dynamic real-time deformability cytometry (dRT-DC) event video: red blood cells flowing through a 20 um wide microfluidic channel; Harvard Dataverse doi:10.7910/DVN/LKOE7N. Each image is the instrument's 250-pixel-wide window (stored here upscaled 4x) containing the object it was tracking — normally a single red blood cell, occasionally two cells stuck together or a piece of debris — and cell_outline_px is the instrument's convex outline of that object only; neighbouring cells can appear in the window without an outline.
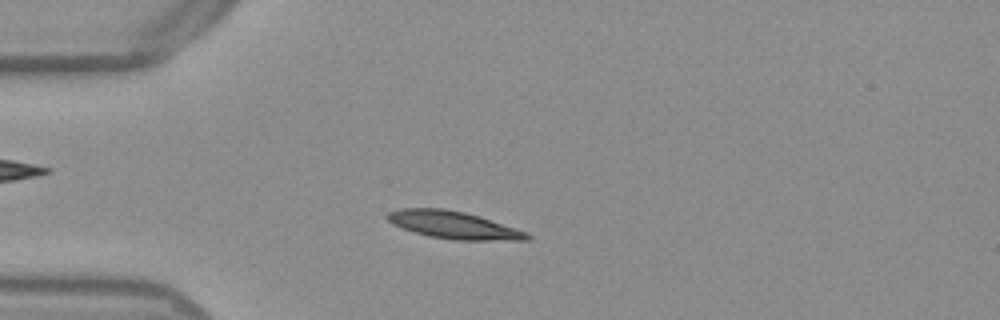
{"species": "Egyptian fruit bat (a non-hibernating species)", "species_latin": "Rousettus aegyptiacus", "temperature_condition": "warm", "stored_images_in_passage": 50, "camera_frame_rate_fps": 3000, "um_per_image_px": 0.085, "frame": {"image": 1, "passage_image": 11, "time_ms": 3.333, "image_size_px": [1000, 320], "cell_outline_px": [[532, 236], [528, 240], [452, 240], [428, 236], [412, 232], [392, 224], [384, 216], [388, 212], [400, 208], [444, 208], [464, 212], [480, 216], [528, 232]], "centroid_in_image_um": [38.53, 19.12], "position_along_channel_um": 46.5, "area_um2": 22.6}}
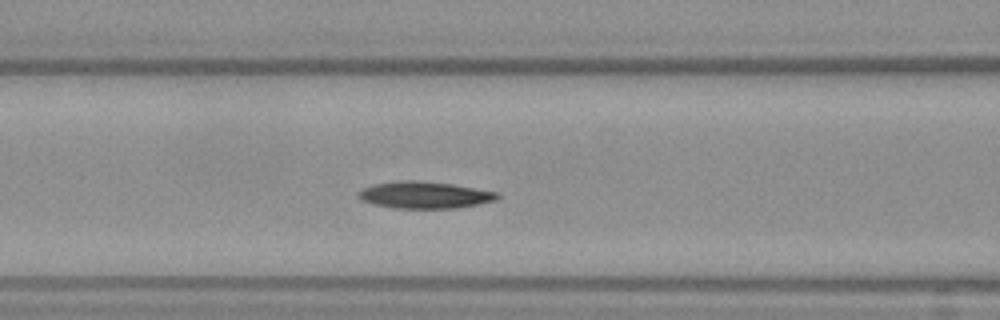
{"frame": {"image": 2, "passage_image": 19, "time_ms": 6.0, "image_size_px": [1000, 320], "cell_outline_px": [[500, 196], [496, 200], [456, 208], [396, 208], [376, 204], [360, 200], [356, 196], [356, 192], [372, 184], [400, 180], [416, 180], [452, 184], [500, 192]], "centroid_in_image_um": [36.07, 16.56], "position_along_channel_um": 130.5, "area_um2": 21.79}}
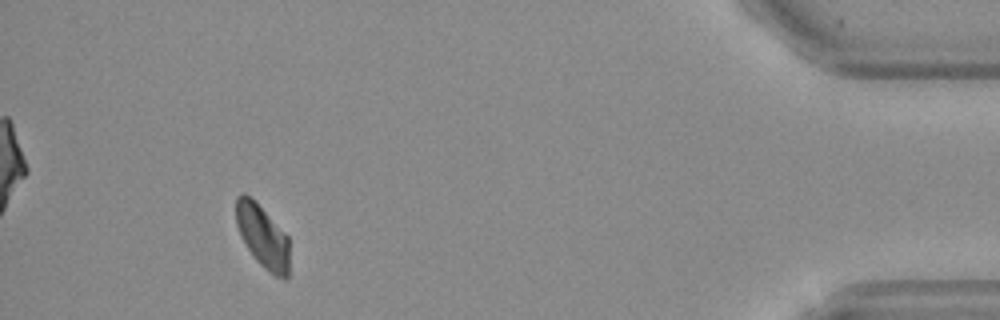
{"frame": {"image": 3, "passage_image": 46, "time_ms": 15.0, "image_size_px": [1000, 320], "cell_outline_px": [[288, 276], [284, 280], [276, 276], [264, 268], [256, 260], [240, 236], [236, 224], [236, 196], [240, 192], [244, 192], [288, 236]], "centroid_in_image_um": [22.3, 20.11], "position_along_channel_um": 412.9, "area_um2": 19.07}, "authors_computed_cell_mechanics": {"area_um2": 21.1837, "velocity_mm_per_s": 3.8316, "shape_relaxation_time_tau1_ms": 3.3421, "shape_relaxation_time_tau2_ms": null, "deformation_change_tau1": 0.118, "deformation_change_tau2": null}}